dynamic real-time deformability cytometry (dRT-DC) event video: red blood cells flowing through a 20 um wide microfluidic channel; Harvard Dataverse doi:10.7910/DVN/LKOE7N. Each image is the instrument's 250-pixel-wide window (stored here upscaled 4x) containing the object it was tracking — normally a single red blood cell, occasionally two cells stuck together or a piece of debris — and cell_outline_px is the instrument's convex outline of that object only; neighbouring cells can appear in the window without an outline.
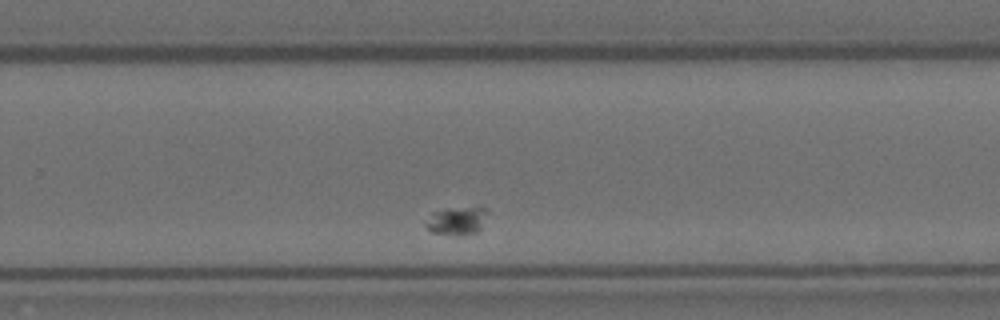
{"species": "Egyptian fruit bat (a non-hibernating species)", "species_latin": "Rousettus aegyptiacus", "temperature_condition": "room temperature", "stored_images_in_passage": 34, "camera_frame_rate_fps": 3000, "um_per_image_px": 0.085, "animal": {"sex": "female"}, "frame": {"image": 1, "passage_image": 25, "time_ms": 8.0, "image_size_px": [1000, 320], "cell_outline_px": [[488, 212], [480, 228], [476, 232], [456, 236], [432, 232], [424, 228], [424, 224], [432, 212], [444, 208], [488, 208]], "centroid_in_image_um": [38.77, 18.77], "position_along_channel_um": 291.0, "area_um2": 10.12}}
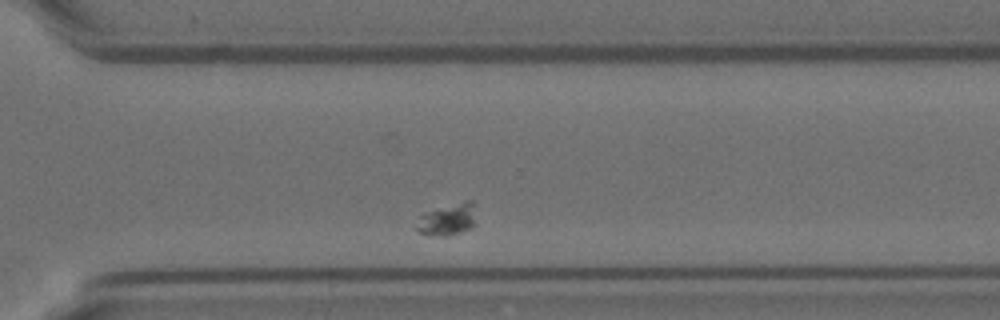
{"frame": {"image": 2, "passage_image": 29, "time_ms": 9.333, "image_size_px": [1000, 320], "cell_outline_px": [[476, 204], [472, 228], [448, 236], [428, 236], [420, 232], [416, 228], [420, 216], [428, 212], [464, 200], [472, 200]], "centroid_in_image_um": [38.08, 18.66], "position_along_channel_um": 332.5, "area_um2": 10.98}}
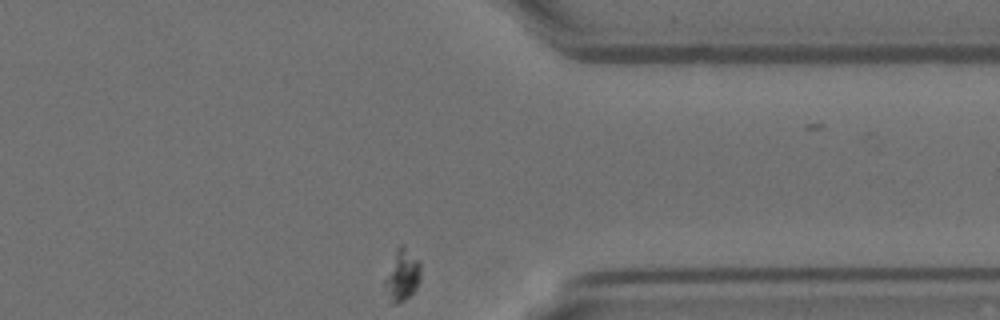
{"frame": {"image": 3, "passage_image": 34, "time_ms": 11.0, "image_size_px": [1000, 320], "cell_outline_px": [[420, 280], [416, 288], [404, 300], [392, 304], [388, 304], [384, 284], [384, 280], [396, 252], [400, 244], [404, 244], [420, 260]], "centroid_in_image_um": [34.19, 23.41], "position_along_channel_um": 377.2, "area_um2": 10.75}}